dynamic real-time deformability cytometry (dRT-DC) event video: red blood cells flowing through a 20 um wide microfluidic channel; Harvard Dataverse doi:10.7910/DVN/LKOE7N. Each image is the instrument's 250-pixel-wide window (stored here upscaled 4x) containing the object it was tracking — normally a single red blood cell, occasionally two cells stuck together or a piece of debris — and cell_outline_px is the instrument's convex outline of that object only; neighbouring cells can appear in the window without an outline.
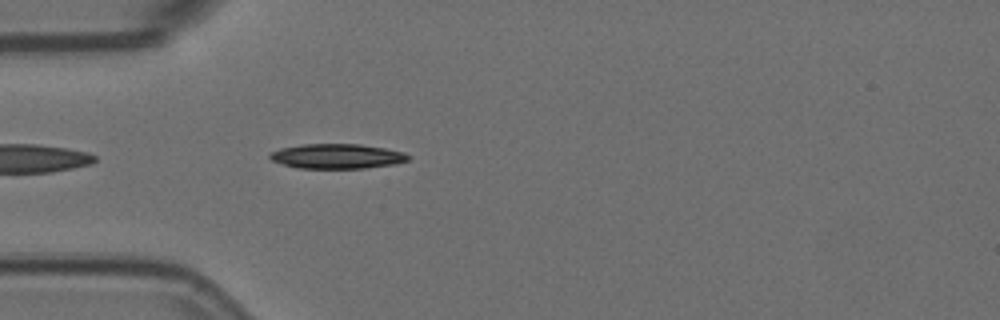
{"species": "Egyptian fruit bat (a non-hibernating species)", "species_latin": "Rousettus aegyptiacus", "temperature_condition": "room temperature", "stored_images_in_passage": 43, "camera_frame_rate_fps": 3000, "um_per_image_px": 0.085, "animal": {"sex": "female"}, "frame": {"image": 1, "passage_image": 3, "time_ms": 0.667, "image_size_px": [1000, 320], "cell_outline_px": [[412, 156], [408, 160], [396, 164], [364, 168], [300, 168], [284, 164], [272, 160], [268, 156], [272, 152], [280, 148], [300, 144], [360, 144], [384, 148], [404, 152]], "centroid_in_image_um": [28.68, 13.27], "position_along_channel_um": 56.3, "area_um2": 19.94}}
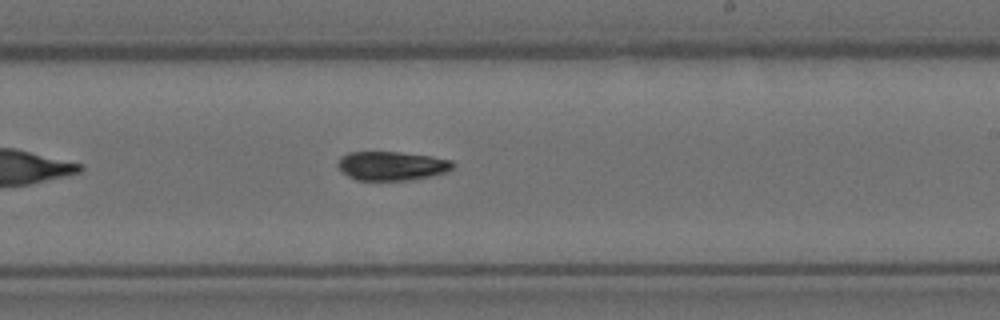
{"frame": {"image": 2, "passage_image": 20, "time_ms": 6.333, "image_size_px": [1000, 320], "cell_outline_px": [[456, 164], [452, 168], [444, 172], [412, 180], [356, 180], [348, 176], [336, 164], [340, 156], [348, 152], [400, 152], [428, 156], [452, 160]], "centroid_in_image_um": [33.27, 14.09], "position_along_channel_um": 255.7, "area_um2": 19.31}}
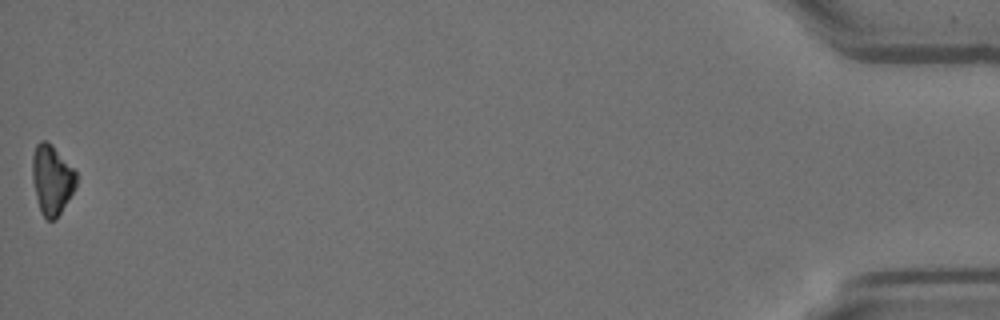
{"frame": {"image": 3, "passage_image": 43, "time_ms": 14.0, "image_size_px": [1000, 320], "cell_outline_px": [[76, 188], [56, 220], [48, 220], [40, 212], [36, 200], [32, 180], [32, 156], [36, 144], [40, 140], [44, 140], [52, 144], [76, 172]], "centroid_in_image_um": [4.39, 15.29], "position_along_channel_um": 430.8, "area_um2": 18.03}, "authors_computed_cell_mechanics": {"area_um2": 19.363, "velocity_mm_per_s": 3.5932, "shape_relaxation_time_tau1_ms": 4.4233, "shape_relaxation_time_tau2_ms": null, "deformation_change_tau1": 0.15, "deformation_change_tau2": null}}